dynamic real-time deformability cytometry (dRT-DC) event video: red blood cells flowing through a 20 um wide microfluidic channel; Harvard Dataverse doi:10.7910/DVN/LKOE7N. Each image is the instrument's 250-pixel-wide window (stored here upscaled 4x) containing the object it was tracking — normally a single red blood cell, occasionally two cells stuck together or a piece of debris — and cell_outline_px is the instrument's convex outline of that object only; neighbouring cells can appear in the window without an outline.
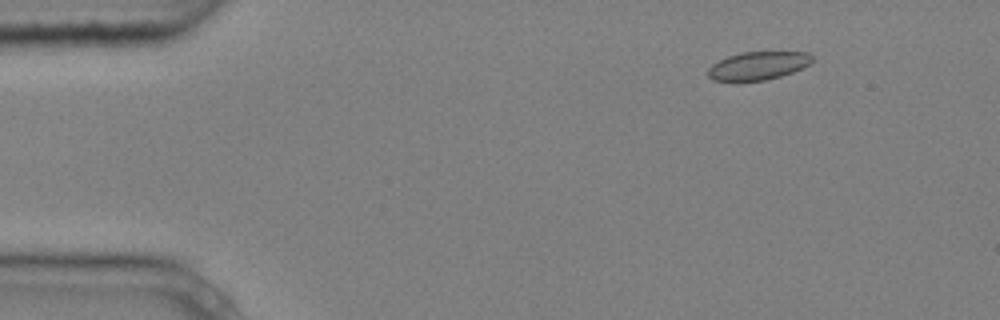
{"species": "common noctule bat (a hibernating species)", "species_latin": "Nyctalus noctula", "temperature_condition": "cold", "stored_images_in_passage": 7, "camera_frame_rate_fps": 3000, "um_per_image_px": 0.085, "animal": {"sex": "male", "body_mass_g": 20.4}, "frame": {"image": 1, "passage_image": 1, "time_ms": 0.0, "image_size_px": [1000, 320], "cell_outline_px": [[812, 64], [792, 72], [780, 76], [764, 80], [736, 84], [716, 80], [708, 76], [708, 68], [712, 64], [728, 56], [740, 52], [808, 52], [812, 56]], "centroid_in_image_um": [64.4, 5.62], "position_along_channel_um": 20.6, "area_um2": 17.57}}
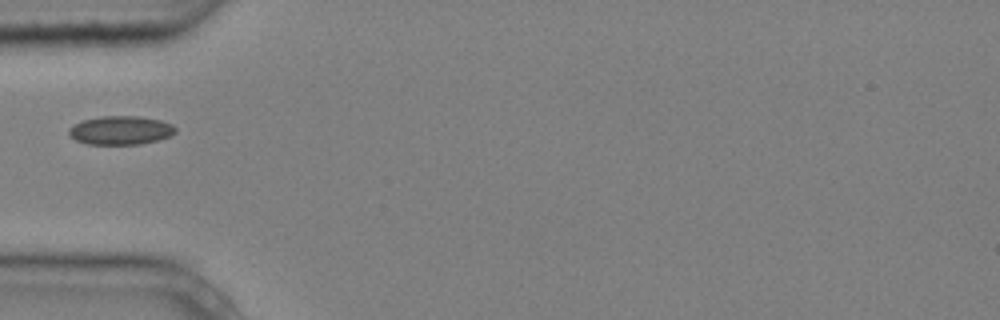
{"frame": {"image": 2, "passage_image": 4, "time_ms": 1.0, "image_size_px": [1000, 320], "cell_outline_px": [[176, 132], [172, 136], [160, 140], [140, 144], [88, 144], [76, 140], [68, 132], [68, 128], [80, 120], [100, 116], [140, 116], [160, 120], [172, 124], [176, 128]], "centroid_in_image_um": [10.28, 11.07], "position_along_channel_um": 74.7, "area_um2": 18.03}}
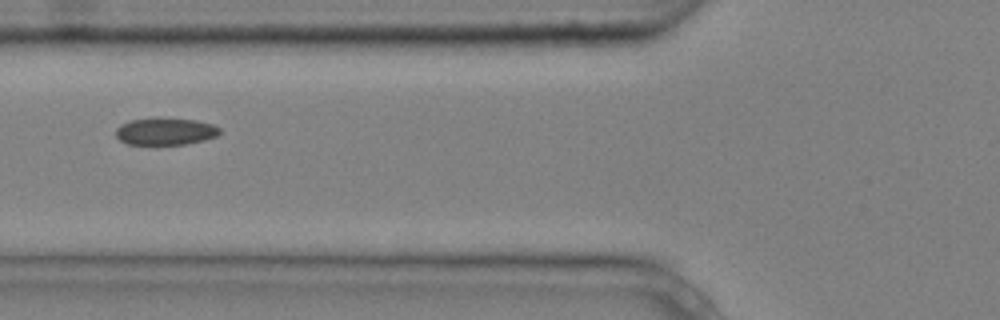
{"frame": {"image": 3, "passage_image": 5, "time_ms": 1.333, "image_size_px": [1000, 320], "cell_outline_px": [[220, 132], [216, 136], [204, 140], [184, 144], [128, 144], [120, 140], [116, 136], [116, 128], [120, 124], [132, 120], [196, 120], [212, 124], [220, 128]], "centroid_in_image_um": [14.06, 11.2], "position_along_channel_um": 111.7, "area_um2": 15.72}}